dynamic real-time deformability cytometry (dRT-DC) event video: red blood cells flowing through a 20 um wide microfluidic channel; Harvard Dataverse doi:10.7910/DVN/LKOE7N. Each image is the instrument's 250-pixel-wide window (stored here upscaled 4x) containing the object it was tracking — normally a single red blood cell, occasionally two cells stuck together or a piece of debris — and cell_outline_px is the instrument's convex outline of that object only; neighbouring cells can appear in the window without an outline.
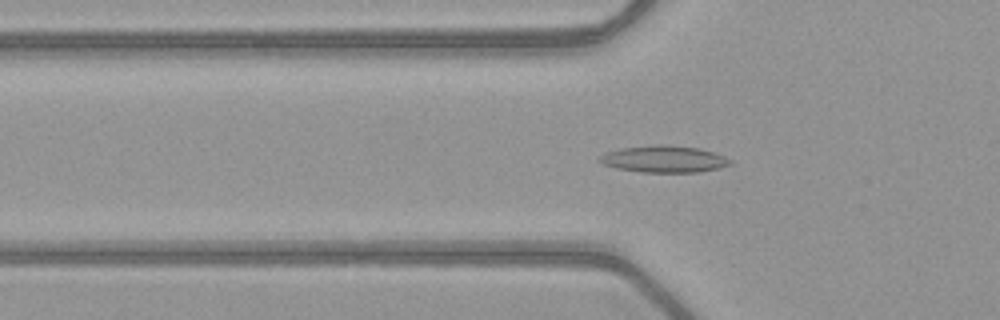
{"species": "common noctule bat (a hibernating species)", "species_latin": "Nyctalus noctula", "temperature_condition": "warm", "stored_images_in_passage": 52, "camera_frame_rate_fps": 3000, "um_per_image_px": 0.085, "animal": {"sex": "female", "body_mass_g": 21.9}, "frame": {"image": 1, "passage_image": 18, "time_ms": 5.667, "image_size_px": [1000, 320], "cell_outline_px": [[732, 164], [720, 168], [700, 172], [640, 172], [616, 168], [600, 164], [596, 160], [600, 156], [608, 152], [620, 148], [656, 144], [664, 144], [700, 148], [724, 156], [732, 160]], "centroid_in_image_um": [56.43, 13.52], "position_along_channel_um": 69.4, "area_um2": 20.63}}
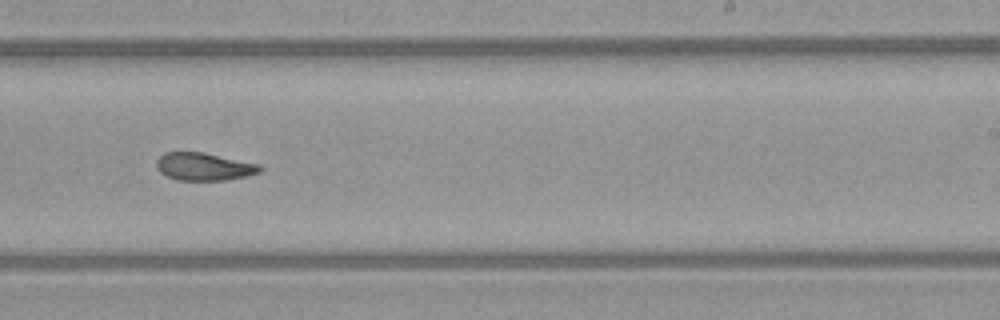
{"frame": {"image": 2, "passage_image": 33, "time_ms": 10.667, "image_size_px": [1000, 320], "cell_outline_px": [[264, 168], [260, 172], [248, 176], [228, 180], [176, 180], [160, 172], [156, 168], [156, 160], [164, 152], [204, 152], [260, 164]], "centroid_in_image_um": [17.36, 14.16], "position_along_channel_um": 271.6, "area_um2": 16.94}}
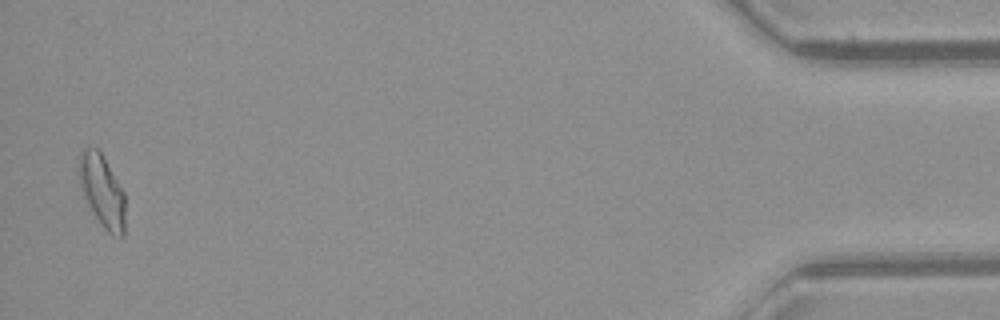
{"frame": {"image": 3, "passage_image": 51, "time_ms": 16.667, "image_size_px": [1000, 320], "cell_outline_px": [[124, 236], [120, 240], [112, 236], [104, 228], [88, 204], [84, 196], [76, 172], [80, 152], [84, 148], [96, 148], [104, 156], [124, 192]], "centroid_in_image_um": [8.67, 16.22], "position_along_channel_um": 426.5, "area_um2": 19.65}, "authors_computed_cell_mechanics": {"area_um2": 18.2359, "velocity_mm_per_s": 4.0435, "shape_relaxation_time_tau1_ms": null, "shape_relaxation_time_tau2_ms": 2.8454, "deformation_change_tau1": null, "deformation_change_tau2": 0.098}}